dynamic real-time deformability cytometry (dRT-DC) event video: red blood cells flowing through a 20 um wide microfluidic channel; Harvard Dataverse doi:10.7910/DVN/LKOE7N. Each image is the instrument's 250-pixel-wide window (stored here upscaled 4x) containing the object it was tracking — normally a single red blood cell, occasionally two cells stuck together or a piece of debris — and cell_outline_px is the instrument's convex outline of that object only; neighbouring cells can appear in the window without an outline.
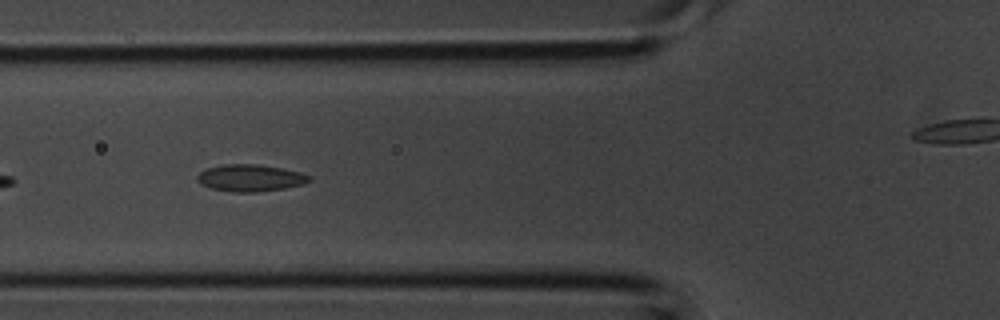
{"species": "common noctule bat (a hibernating species)", "species_latin": "Nyctalus noctula", "temperature_condition": "room temperature", "stored_images_in_passage": 18, "camera_frame_rate_fps": 3000, "um_per_image_px": 0.085, "animal": {"sex": "male", "body_mass_g": 20.1, "forearm_length_mm": 53.5}, "frame": {"image": 1, "passage_image": 4, "time_ms": 1.0, "image_size_px": [1000, 320], "cell_outline_px": [[312, 180], [304, 184], [284, 188], [256, 192], [232, 192], [212, 188], [200, 184], [196, 180], [196, 176], [200, 172], [208, 168], [224, 164], [256, 164], [280, 168], [300, 172], [312, 176]], "centroid_in_image_um": [21.28, 15.13], "position_along_channel_um": 104.5, "area_um2": 17.57}}
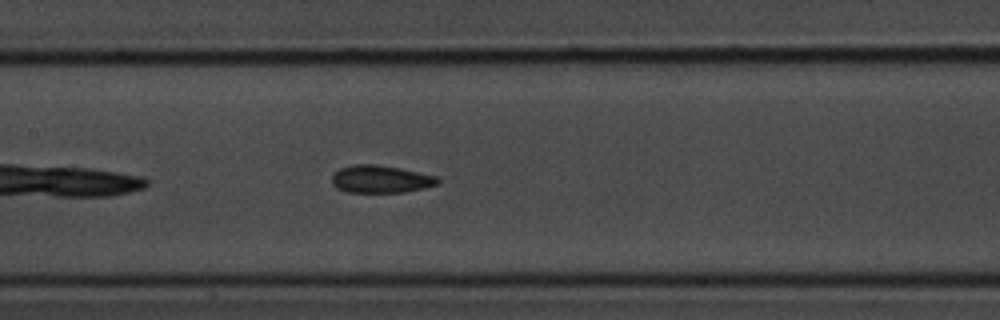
{"frame": {"image": 2, "passage_image": 8, "time_ms": 2.333, "image_size_px": [1000, 320], "cell_outline_px": [[440, 184], [424, 188], [404, 192], [348, 192], [336, 188], [332, 184], [332, 176], [340, 168], [352, 164], [376, 164], [400, 168], [436, 176], [440, 180]], "centroid_in_image_um": [32.36, 15.22], "position_along_channel_um": 175.0, "area_um2": 17.05}}
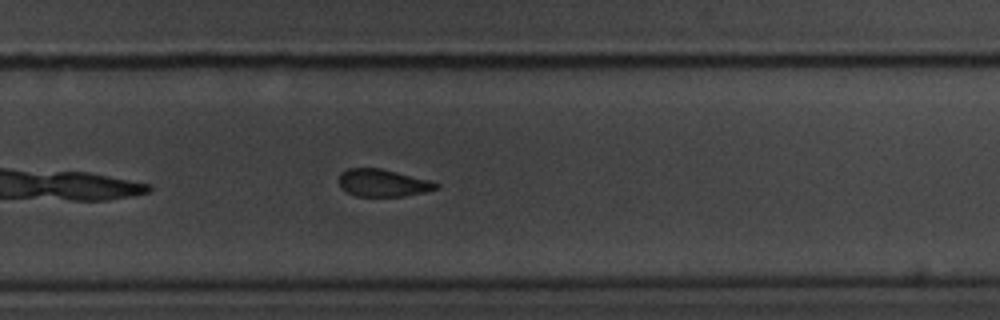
{"frame": {"image": 3, "passage_image": 15, "time_ms": 4.667, "image_size_px": [1000, 320], "cell_outline_px": [[440, 188], [424, 192], [404, 196], [356, 196], [340, 188], [340, 172], [348, 168], [380, 168], [432, 180], [440, 184]], "centroid_in_image_um": [32.58, 15.54], "position_along_channel_um": 297.2, "area_um2": 15.61}}